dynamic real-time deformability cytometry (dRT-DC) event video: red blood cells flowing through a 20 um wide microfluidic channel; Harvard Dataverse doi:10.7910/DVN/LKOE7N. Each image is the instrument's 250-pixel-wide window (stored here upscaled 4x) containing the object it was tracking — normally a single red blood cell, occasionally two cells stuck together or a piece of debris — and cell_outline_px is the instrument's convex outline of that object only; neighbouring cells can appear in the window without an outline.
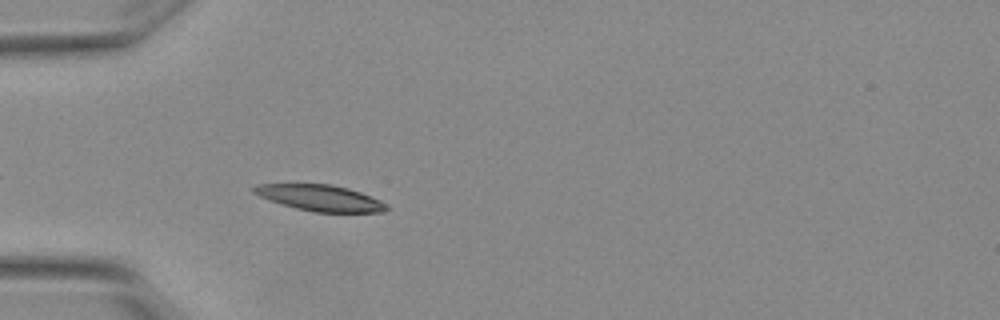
{"species": "Egyptian fruit bat (a non-hibernating species)", "species_latin": "Rousettus aegyptiacus", "temperature_condition": "warm", "stored_images_in_passage": 4, "camera_frame_rate_fps": 3000, "um_per_image_px": 0.085, "animal": {"sex": "female"}, "frame": {"image": 1, "passage_image": 4, "time_ms": 1.0, "image_size_px": [1000, 320], "cell_outline_px": [[388, 208], [384, 212], [312, 212], [296, 208], [260, 196], [252, 192], [252, 188], [260, 184], [332, 184], [348, 188], [360, 192], [380, 200], [388, 204]], "centroid_in_image_um": [27.26, 16.82], "position_along_channel_um": 57.7, "area_um2": 19.94}}